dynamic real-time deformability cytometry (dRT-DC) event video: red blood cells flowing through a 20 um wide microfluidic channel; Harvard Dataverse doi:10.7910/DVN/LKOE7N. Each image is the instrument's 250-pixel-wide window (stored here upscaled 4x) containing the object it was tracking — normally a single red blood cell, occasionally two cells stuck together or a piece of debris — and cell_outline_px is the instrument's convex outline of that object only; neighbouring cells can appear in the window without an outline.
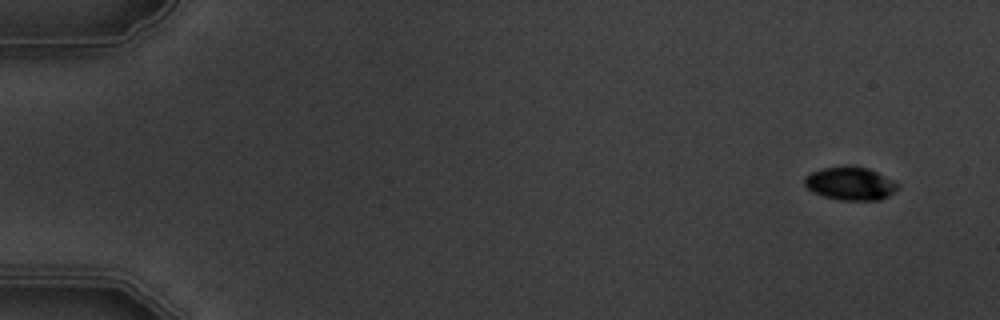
{"species": "common noctule bat (a hibernating species)", "species_latin": "Nyctalus noctula", "temperature_condition": "warm", "stored_images_in_passage": 5, "camera_frame_rate_fps": 3000, "um_per_image_px": 0.085, "animal": {"sex": "male", "body_mass_g": 19.5, "forearm_length_mm": 54.6}, "frame": {"image": 1, "passage_image": 2, "time_ms": 1.0, "image_size_px": [1000, 320], "cell_outline_px": [[896, 188], [888, 196], [880, 200], [840, 200], [824, 196], [812, 192], [804, 184], [804, 180], [812, 172], [820, 168], [868, 168], [892, 180], [896, 184]], "centroid_in_image_um": [72.24, 15.64], "position_along_channel_um": 12.8, "area_um2": 17.22}}